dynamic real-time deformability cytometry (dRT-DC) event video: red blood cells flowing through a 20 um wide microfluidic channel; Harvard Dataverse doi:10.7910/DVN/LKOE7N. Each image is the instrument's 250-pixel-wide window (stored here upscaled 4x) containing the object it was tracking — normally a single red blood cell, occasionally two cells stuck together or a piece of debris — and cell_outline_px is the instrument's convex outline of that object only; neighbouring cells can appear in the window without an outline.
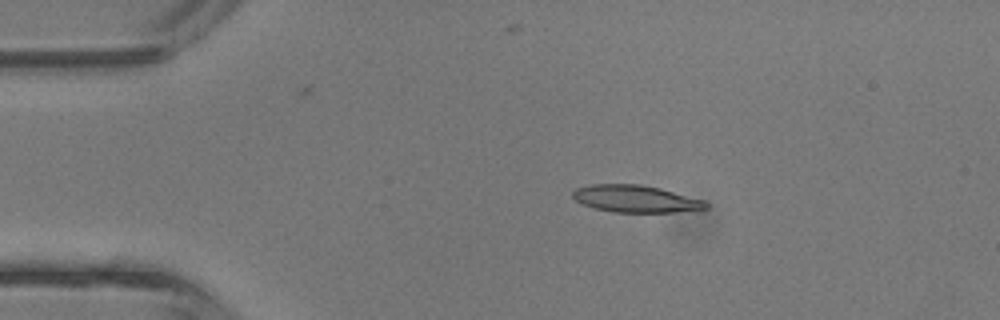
{"species": "common noctule bat (a hibernating species)", "species_latin": "Nyctalus noctula", "temperature_condition": "room temperature", "stored_images_in_passage": 3, "camera_frame_rate_fps": 3000, "um_per_image_px": 0.085, "animal": {"sex": "male", "body_mass_g": 13.3}, "frame": {"image": 1, "passage_image": 2, "time_ms": 0.333, "image_size_px": [1000, 320], "cell_outline_px": [[708, 208], [672, 212], [612, 212], [596, 208], [584, 204], [576, 200], [572, 196], [572, 192], [576, 188], [592, 184], [640, 184], [660, 188], [704, 200], [708, 204]], "centroid_in_image_um": [54.02, 16.89], "position_along_channel_um": 31.0, "area_um2": 20.87}}